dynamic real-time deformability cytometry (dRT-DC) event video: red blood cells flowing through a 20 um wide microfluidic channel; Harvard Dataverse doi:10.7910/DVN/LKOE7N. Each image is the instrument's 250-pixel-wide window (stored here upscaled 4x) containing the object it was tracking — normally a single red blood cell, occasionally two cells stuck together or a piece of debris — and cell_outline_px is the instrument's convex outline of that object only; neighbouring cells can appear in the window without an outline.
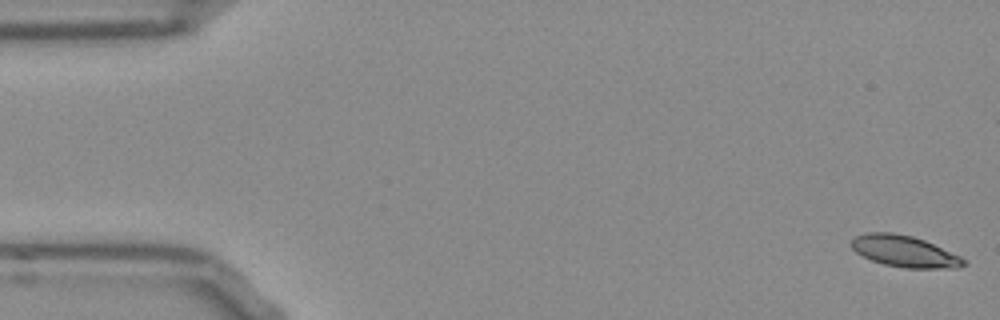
{"species": "Egyptian fruit bat (a non-hibernating species)", "species_latin": "Rousettus aegyptiacus", "temperature_condition": "room temperature", "stored_images_in_passage": 53, "camera_frame_rate_fps": 3000, "um_per_image_px": 0.085, "frame": {"image": 1, "passage_image": 1, "time_ms": 0.0, "image_size_px": [1000, 320], "cell_outline_px": [[968, 264], [960, 268], [904, 268], [884, 264], [872, 260], [856, 252], [848, 244], [856, 236], [868, 232], [892, 232], [912, 236], [924, 240], [960, 256], [968, 260]], "centroid_in_image_um": [76.9, 21.37], "position_along_channel_um": 8.1, "area_um2": 20.63}}
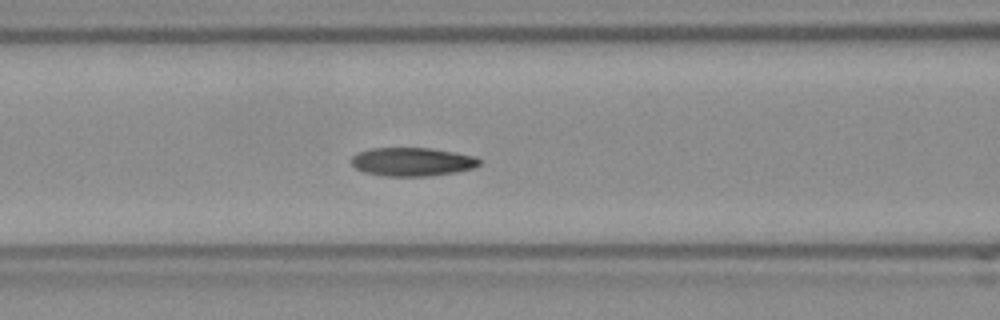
{"frame": {"image": 2, "passage_image": 21, "time_ms": 6.667, "image_size_px": [1000, 320], "cell_outline_px": [[480, 164], [472, 168], [456, 172], [432, 176], [380, 176], [364, 172], [356, 168], [352, 164], [352, 156], [360, 152], [372, 148], [428, 148], [456, 152], [476, 156], [480, 160]], "centroid_in_image_um": [35.06, 13.76], "position_along_channel_um": 131.5, "area_um2": 21.33}}
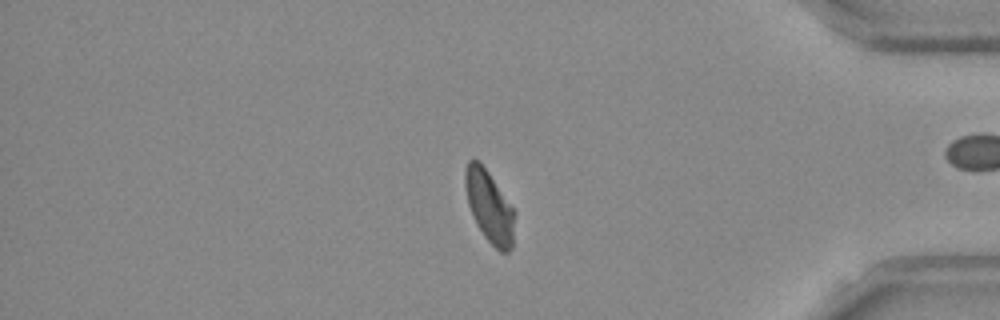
{"frame": {"image": 3, "passage_image": 44, "time_ms": 14.333, "image_size_px": [1000, 320], "cell_outline_px": [[516, 212], [512, 248], [508, 252], [500, 252], [484, 236], [476, 224], [472, 216], [468, 204], [464, 184], [464, 168], [468, 160], [472, 156], [488, 172]], "centroid_in_image_um": [41.58, 17.56], "position_along_channel_um": 393.6, "area_um2": 20.87}, "authors_computed_cell_mechanics": {"area_um2": 21.0392, "velocity_mm_per_s": 3.8333, "shape_relaxation_time_tau1_ms": 2.7535, "shape_relaxation_time_tau2_ms": 2.5402, "deformation_change_tau1": 0.1355, "deformation_change_tau2": 0.0814}}